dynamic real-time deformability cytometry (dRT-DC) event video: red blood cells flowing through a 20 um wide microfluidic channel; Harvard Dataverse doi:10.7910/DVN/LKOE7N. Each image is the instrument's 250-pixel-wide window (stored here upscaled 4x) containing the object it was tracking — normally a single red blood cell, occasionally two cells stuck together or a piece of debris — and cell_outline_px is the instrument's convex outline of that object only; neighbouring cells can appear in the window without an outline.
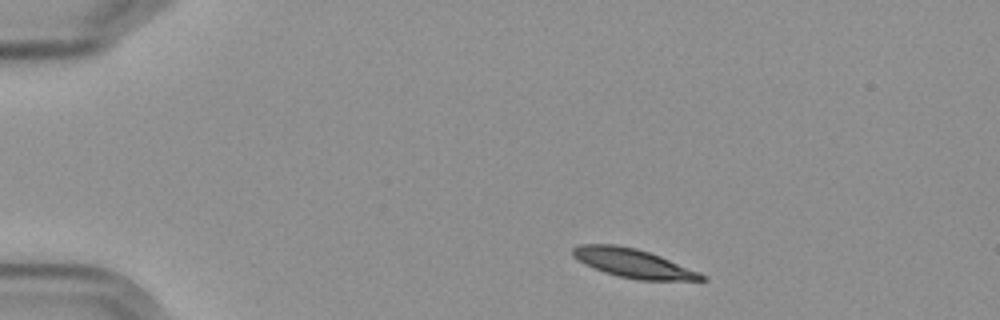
{"species": "Egyptian fruit bat (a non-hibernating species)", "species_latin": "Rousettus aegyptiacus", "temperature_condition": "cold", "stored_images_in_passage": 3, "camera_frame_rate_fps": 3000, "um_per_image_px": 0.085, "frame": {"image": 1, "passage_image": 1, "time_ms": 0.0, "image_size_px": [1000, 320], "cell_outline_px": [[708, 280], [636, 280], [616, 276], [604, 272], [584, 264], [572, 256], [572, 248], [580, 244], [616, 244], [636, 248], [660, 256], [700, 272]], "centroid_in_image_um": [53.78, 22.37], "position_along_channel_um": 31.2, "area_um2": 21.68}}